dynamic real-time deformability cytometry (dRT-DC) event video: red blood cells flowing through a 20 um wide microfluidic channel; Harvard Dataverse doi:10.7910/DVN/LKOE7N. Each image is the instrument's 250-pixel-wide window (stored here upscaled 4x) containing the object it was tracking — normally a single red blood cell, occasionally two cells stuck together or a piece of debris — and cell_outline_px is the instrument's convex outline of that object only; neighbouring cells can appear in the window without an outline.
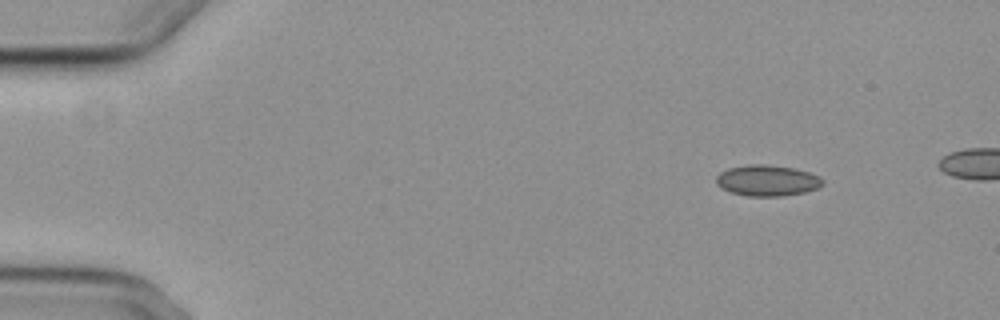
{"species": "common noctule bat (a hibernating species)", "species_latin": "Nyctalus noctula", "temperature_condition": "cold", "stored_images_in_passage": 4, "camera_frame_rate_fps": 3000, "um_per_image_px": 0.085, "animal": {"sex": "female", "body_mass_g": 29.2, "forearm_length_mm": 56.3}, "frame": {"image": 1, "passage_image": 1, "time_ms": 0.0, "image_size_px": [1000, 320], "cell_outline_px": [[824, 184], [820, 188], [804, 192], [784, 196], [748, 196], [732, 192], [716, 184], [716, 176], [720, 172], [728, 168], [752, 164], [764, 164], [792, 168], [808, 172], [820, 176], [824, 180]], "centroid_in_image_um": [65.25, 15.35], "position_along_channel_um": 19.7, "area_um2": 19.19}}